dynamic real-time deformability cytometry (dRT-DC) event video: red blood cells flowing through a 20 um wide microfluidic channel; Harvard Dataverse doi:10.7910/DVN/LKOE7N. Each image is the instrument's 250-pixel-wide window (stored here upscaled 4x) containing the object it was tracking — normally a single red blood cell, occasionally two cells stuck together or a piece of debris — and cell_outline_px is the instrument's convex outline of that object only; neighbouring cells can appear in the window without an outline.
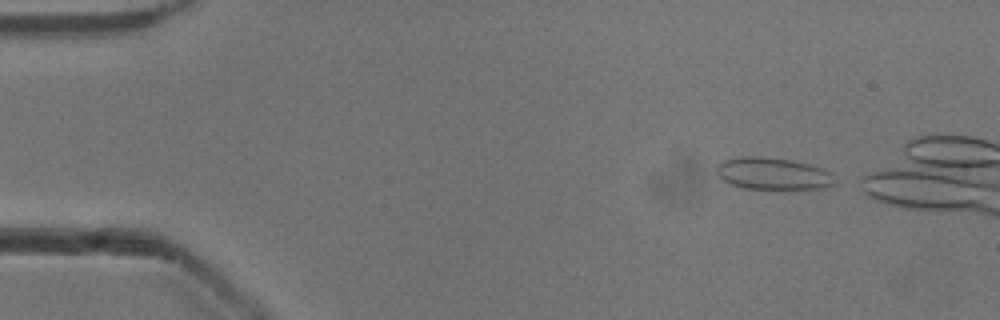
{"species": "common noctule bat (a hibernating species)", "species_latin": "Nyctalus noctula", "temperature_condition": "cold", "stored_images_in_passage": 41, "camera_frame_rate_fps": 3000, "um_per_image_px": 0.085, "animal": {"sex": "male", "body_mass_g": 13.3}, "frame": {"image": 1, "passage_image": 1, "time_ms": 0.0, "image_size_px": [1000, 320], "cell_outline_px": [[832, 184], [824, 188], [748, 188], [732, 184], [724, 180], [716, 172], [716, 168], [724, 160], [740, 156], [760, 156], [788, 160], [808, 164], [820, 168], [828, 172]], "centroid_in_image_um": [65.62, 14.74], "position_along_channel_um": 19.4, "area_um2": 21.15}}
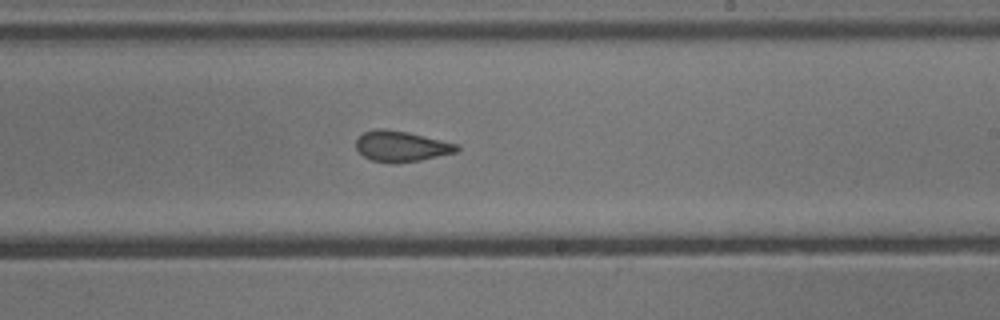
{"frame": {"image": 2, "passage_image": 26, "time_ms": 8.333, "image_size_px": [1000, 320], "cell_outline_px": [[460, 148], [456, 152], [420, 160], [392, 164], [372, 160], [364, 156], [356, 148], [356, 140], [364, 132], [376, 128], [384, 128], [408, 132], [460, 144]], "centroid_in_image_um": [34.12, 12.43], "position_along_channel_um": 254.9, "area_um2": 18.09}}
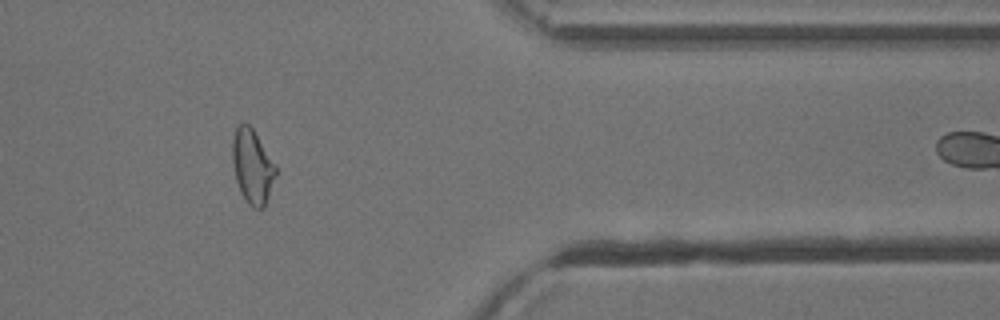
{"frame": {"image": 3, "passage_image": 38, "time_ms": 12.333, "image_size_px": [1000, 320], "cell_outline_px": [[276, 176], [264, 208], [252, 208], [248, 204], [240, 192], [236, 180], [232, 160], [232, 140], [236, 128], [240, 124], [248, 124], [252, 128], [276, 168]], "centroid_in_image_um": [21.43, 14.19], "position_along_channel_um": 390.0, "area_um2": 18.38}}